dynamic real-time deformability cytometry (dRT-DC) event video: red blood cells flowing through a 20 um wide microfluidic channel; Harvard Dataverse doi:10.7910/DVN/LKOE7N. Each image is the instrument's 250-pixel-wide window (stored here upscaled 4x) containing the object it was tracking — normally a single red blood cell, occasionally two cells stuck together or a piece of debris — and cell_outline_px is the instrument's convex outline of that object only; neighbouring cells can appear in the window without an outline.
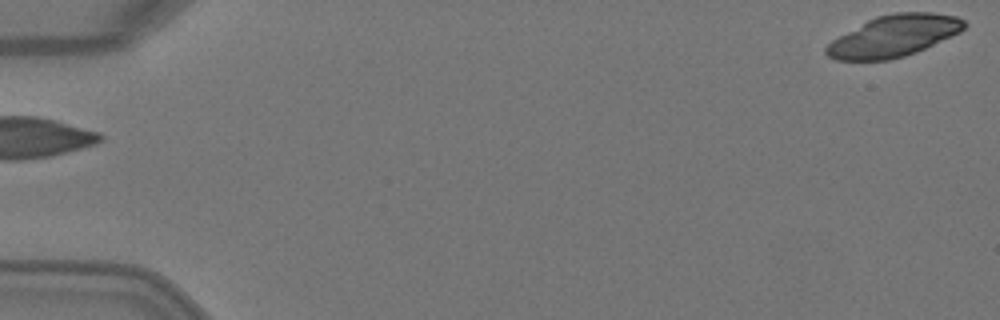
{"species": "Egyptian fruit bat (a non-hibernating species)", "species_latin": "Rousettus aegyptiacus", "temperature_condition": "warm", "stored_images_in_passage": 4, "camera_frame_rate_fps": 3000, "um_per_image_px": 0.085, "animal": {"sex": "female"}, "frame": {"image": 1, "passage_image": 1, "time_ms": 0.0, "image_size_px": [1000, 320], "cell_outline_px": [[968, 24], [960, 32], [916, 52], [904, 56], [888, 60], [836, 60], [828, 56], [824, 52], [824, 48], [832, 40], [868, 20], [876, 16], [896, 12], [932, 12], [956, 16], [964, 20]], "centroid_in_image_um": [75.98, 3.05], "position_along_channel_um": 9.0, "area_um2": 33.18}}